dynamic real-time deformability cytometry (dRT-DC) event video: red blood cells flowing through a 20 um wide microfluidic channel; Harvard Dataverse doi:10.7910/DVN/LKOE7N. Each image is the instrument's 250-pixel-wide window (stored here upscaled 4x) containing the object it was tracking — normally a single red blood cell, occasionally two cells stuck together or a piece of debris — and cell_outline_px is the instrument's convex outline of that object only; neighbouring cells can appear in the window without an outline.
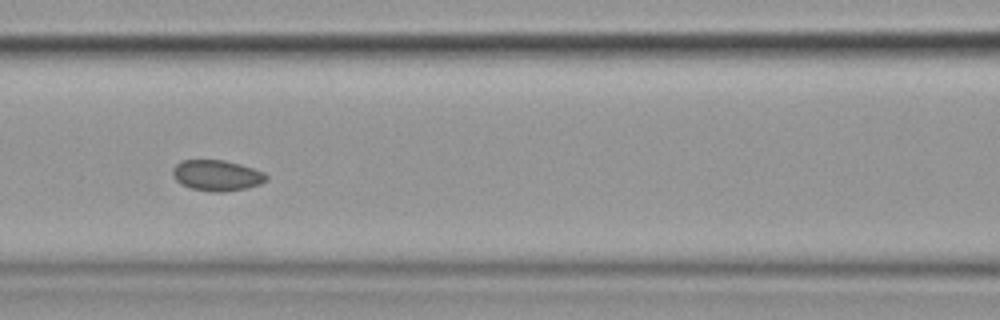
{"species": "common noctule bat (a hibernating species)", "species_latin": "Nyctalus noctula", "temperature_condition": "cold", "stored_images_in_passage": 16, "camera_frame_rate_fps": 3000, "um_per_image_px": 0.085, "animal": {"sex": "female", "body_mass_g": 19.9}, "frame": {"image": 1, "passage_image": 7, "time_ms": 8.0, "image_size_px": [1000, 320], "cell_outline_px": [[268, 180], [260, 184], [248, 188], [220, 192], [212, 192], [192, 188], [180, 184], [172, 176], [172, 168], [176, 164], [184, 160], [224, 160], [240, 164], [264, 172], [268, 176]], "centroid_in_image_um": [18.44, 14.91], "position_along_channel_um": 148.2, "area_um2": 16.88}}
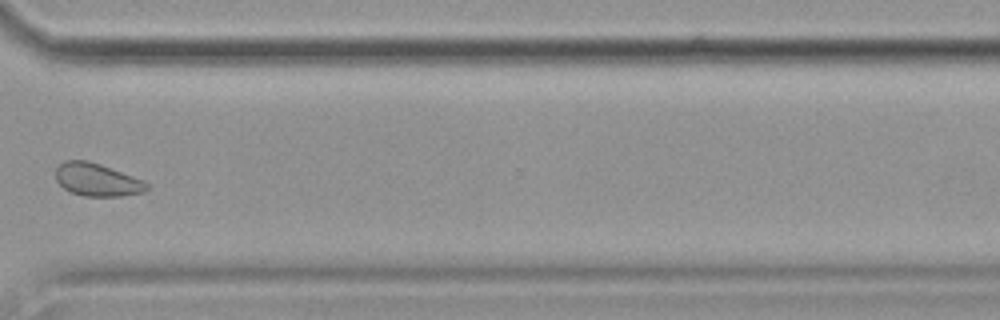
{"frame": {"image": 2, "passage_image": 12, "time_ms": 14.0, "image_size_px": [1000, 320], "cell_outline_px": [[148, 188], [144, 192], [120, 196], [84, 196], [72, 192], [64, 188], [56, 180], [56, 168], [64, 160], [88, 160], [100, 164], [144, 180], [148, 184]], "centroid_in_image_um": [8.25, 15.27], "position_along_channel_um": 362.3, "area_um2": 17.34}}